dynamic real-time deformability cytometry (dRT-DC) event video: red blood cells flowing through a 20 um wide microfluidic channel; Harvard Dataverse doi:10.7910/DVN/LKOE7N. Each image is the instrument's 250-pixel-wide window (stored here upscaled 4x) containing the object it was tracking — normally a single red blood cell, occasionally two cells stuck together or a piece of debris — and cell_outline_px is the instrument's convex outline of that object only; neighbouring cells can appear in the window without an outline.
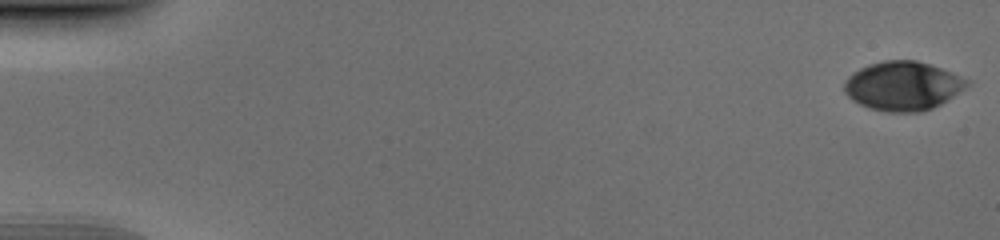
{"species": "human", "species_latin": "Homo sapiens", "temperature_condition": "cold", "stored_images_in_passage": 52, "camera_frame_rate_fps": 3000, "um_per_image_px": 0.085, "donor": {"sex": "male"}, "frame": {"image": 1, "passage_image": 1, "time_ms": 0.0, "image_size_px": [1000, 240], "cell_outline_px": [[972, 84], [940, 104], [932, 108], [920, 112], [888, 112], [868, 108], [852, 100], [844, 92], [844, 80], [848, 76], [860, 68], [868, 64], [884, 60], [916, 60], [952, 72], [972, 80]], "centroid_in_image_um": [76.75, 7.3], "position_along_channel_um": 8.3, "area_um2": 35.26}}
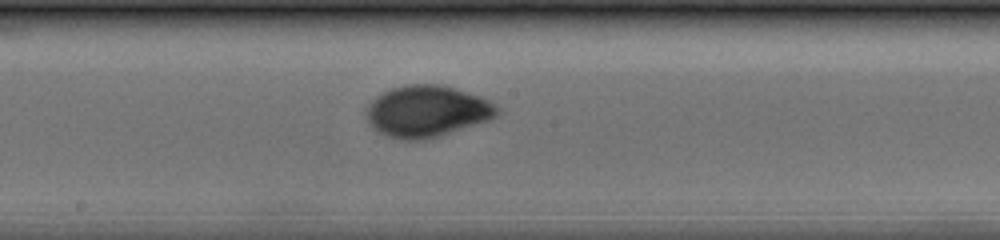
{"frame": {"image": 2, "passage_image": 29, "time_ms": 9.333, "image_size_px": [1000, 240], "cell_outline_px": [[500, 112], [496, 116], [488, 120], [440, 136], [424, 140], [400, 140], [376, 132], [368, 124], [364, 116], [364, 108], [376, 96], [392, 88], [404, 84], [444, 84], [480, 96], [496, 104], [500, 108]], "centroid_in_image_um": [36.25, 9.46], "position_along_channel_um": 212.0, "area_um2": 39.94}}
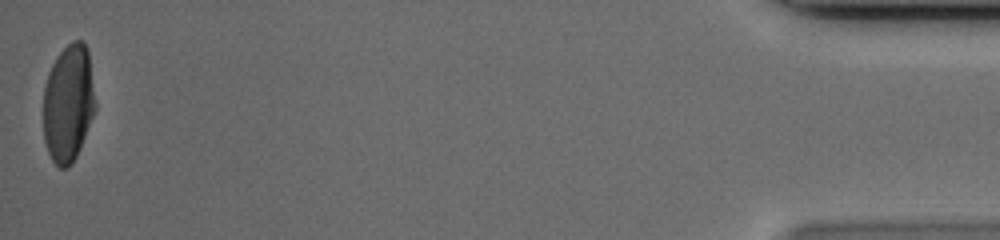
{"frame": {"image": 3, "passage_image": 52, "time_ms": 17.0, "image_size_px": [1000, 240], "cell_outline_px": [[96, 108], [80, 148], [72, 164], [68, 168], [60, 168], [52, 160], [48, 152], [44, 140], [44, 88], [48, 72], [56, 56], [72, 40], [84, 40], [88, 48], [96, 104]], "centroid_in_image_um": [5.82, 8.76], "position_along_channel_um": 429.4, "area_um2": 35.84}}